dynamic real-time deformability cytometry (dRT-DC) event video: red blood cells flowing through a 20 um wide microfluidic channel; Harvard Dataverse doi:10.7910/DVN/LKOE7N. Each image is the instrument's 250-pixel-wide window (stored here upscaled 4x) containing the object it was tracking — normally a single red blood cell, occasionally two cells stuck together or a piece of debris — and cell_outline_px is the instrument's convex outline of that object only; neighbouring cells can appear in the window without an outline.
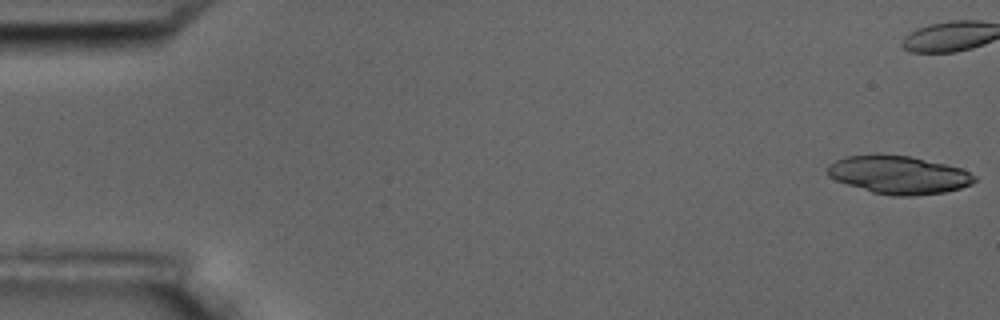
{"species": "common noctule bat (a hibernating species)", "species_latin": "Nyctalus noctula", "temperature_condition": "room temperature", "stored_images_in_passage": 6, "camera_frame_rate_fps": 3000, "um_per_image_px": 0.085, "animal": {"sex": "male", "body_mass_g": 17.5, "forearm_length_mm": 52.3}, "frame": {"image": 1, "passage_image": 1, "time_ms": 0.0, "image_size_px": [1000, 320], "cell_outline_px": [[976, 180], [972, 184], [960, 188], [944, 192], [912, 196], [892, 196], [872, 192], [836, 180], [828, 176], [828, 164], [844, 156], [876, 152], [912, 156], [960, 168], [976, 176]], "centroid_in_image_um": [76.35, 14.83], "position_along_channel_um": 8.6, "area_um2": 33.0}}
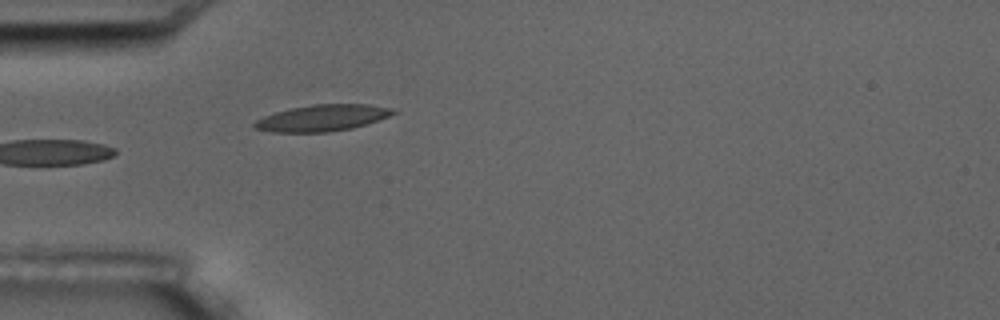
{"frame": {"image": 2, "passage_image": 6, "time_ms": 6.0, "image_size_px": [1000, 320], "cell_outline_px": [[396, 112], [388, 116], [352, 128], [328, 132], [272, 132], [252, 128], [252, 124], [256, 120], [264, 116], [276, 112], [292, 108], [312, 104], [368, 104], [392, 108]], "centroid_in_image_um": [27.34, 10.02], "position_along_channel_um": 57.7, "area_um2": 21.15}}